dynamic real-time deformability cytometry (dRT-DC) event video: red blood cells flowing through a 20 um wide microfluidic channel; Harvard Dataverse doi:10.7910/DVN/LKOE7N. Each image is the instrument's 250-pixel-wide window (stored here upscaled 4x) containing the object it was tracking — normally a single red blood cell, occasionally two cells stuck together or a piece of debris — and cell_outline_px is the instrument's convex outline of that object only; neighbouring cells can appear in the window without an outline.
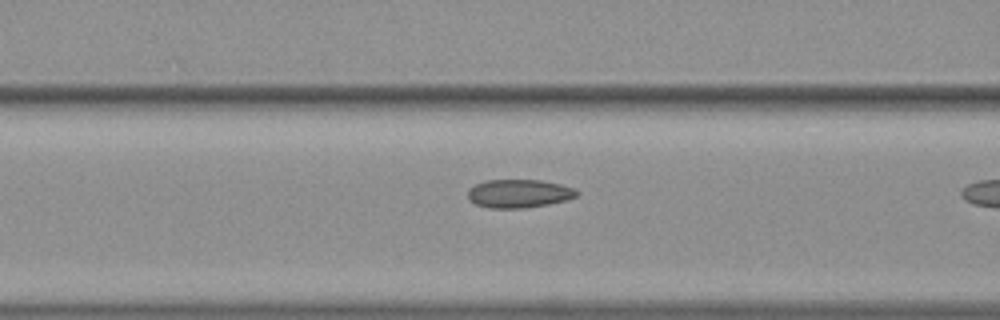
{"species": "common noctule bat (a hibernating species)", "species_latin": "Nyctalus noctula", "temperature_condition": "warm", "stored_images_in_passage": 8, "camera_frame_rate_fps": 3000, "um_per_image_px": 0.085, "animal": {"sex": "female", "body_mass_g": 19.3, "forearm_length_mm": 54.1}, "frame": {"image": 1, "passage_image": 7, "time_ms": 2.0, "image_size_px": [1000, 320], "cell_outline_px": [[580, 192], [576, 196], [568, 200], [548, 204], [524, 208], [488, 208], [476, 204], [468, 196], [468, 188], [484, 180], [540, 180], [560, 184], [576, 188]], "centroid_in_image_um": [44.14, 16.45], "position_along_channel_um": 122.5, "area_um2": 18.09}}